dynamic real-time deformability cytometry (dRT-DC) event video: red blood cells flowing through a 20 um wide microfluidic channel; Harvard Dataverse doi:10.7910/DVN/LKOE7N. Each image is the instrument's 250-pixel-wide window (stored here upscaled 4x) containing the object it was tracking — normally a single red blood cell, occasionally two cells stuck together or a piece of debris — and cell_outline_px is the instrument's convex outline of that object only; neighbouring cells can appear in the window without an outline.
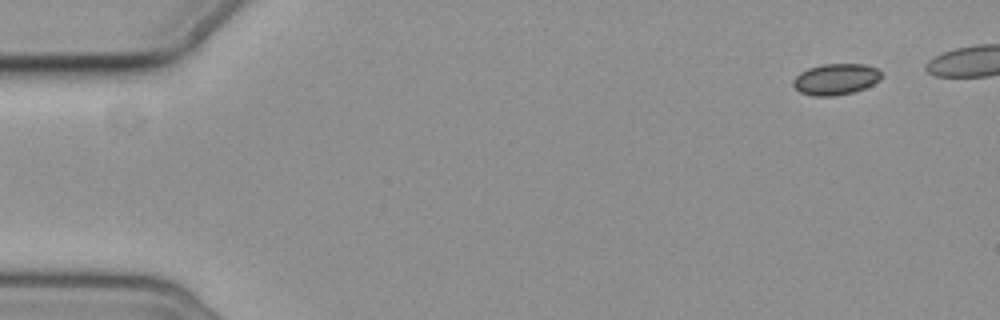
{"species": "common noctule bat (a hibernating species)", "species_latin": "Nyctalus noctula", "temperature_condition": "cold", "stored_images_in_passage": 6, "camera_frame_rate_fps": 3000, "um_per_image_px": 0.085, "animal": {"sex": "female", "body_mass_g": 19.3, "forearm_length_mm": 54.1}, "frame": {"image": 1, "passage_image": 1, "time_ms": 0.0, "image_size_px": [1000, 320], "cell_outline_px": [[880, 80], [864, 88], [852, 92], [836, 96], [812, 96], [800, 92], [792, 84], [792, 80], [800, 72], [808, 68], [824, 64], [864, 64], [876, 68], [880, 72]], "centroid_in_image_um": [71.01, 6.74], "position_along_channel_um": 14.0, "area_um2": 15.95}}